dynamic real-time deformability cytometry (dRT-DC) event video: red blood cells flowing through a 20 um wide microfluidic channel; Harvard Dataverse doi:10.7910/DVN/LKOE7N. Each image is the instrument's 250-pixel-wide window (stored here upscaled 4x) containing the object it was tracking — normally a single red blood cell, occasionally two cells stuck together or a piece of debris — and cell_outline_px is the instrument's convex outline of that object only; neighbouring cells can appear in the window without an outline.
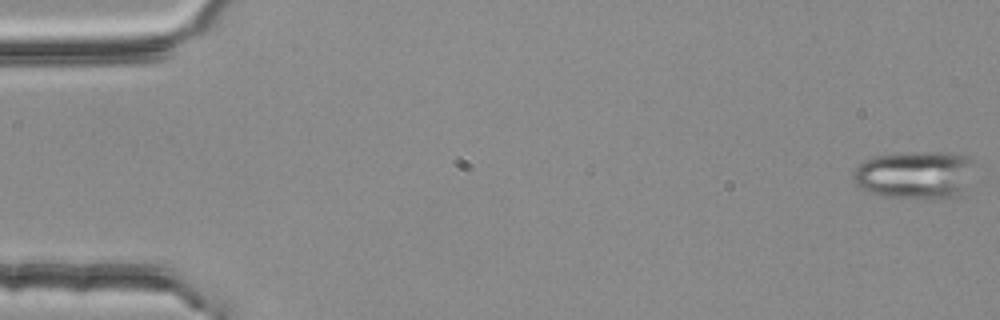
{"species": "common noctule bat (a hibernating species)", "species_latin": "Nyctalus noctula", "temperature_condition": "room temperature", "stored_images_in_passage": 5, "camera_frame_rate_fps": 3000, "um_per_image_px": 0.085, "animal": {"sex": "female", "body_mass_g": 25.1}, "frame": {"image": 1, "passage_image": 1, "time_ms": 0.0, "image_size_px": [1000, 320], "cell_outline_px": [[976, 160], [964, 196], [880, 196], [860, 188], [856, 184], [852, 176], [852, 172], [864, 160], [876, 156], [924, 152], [948, 152], [968, 156]], "centroid_in_image_um": [77.83, 14.83], "position_along_channel_um": 7.2, "area_um2": 33.47}}